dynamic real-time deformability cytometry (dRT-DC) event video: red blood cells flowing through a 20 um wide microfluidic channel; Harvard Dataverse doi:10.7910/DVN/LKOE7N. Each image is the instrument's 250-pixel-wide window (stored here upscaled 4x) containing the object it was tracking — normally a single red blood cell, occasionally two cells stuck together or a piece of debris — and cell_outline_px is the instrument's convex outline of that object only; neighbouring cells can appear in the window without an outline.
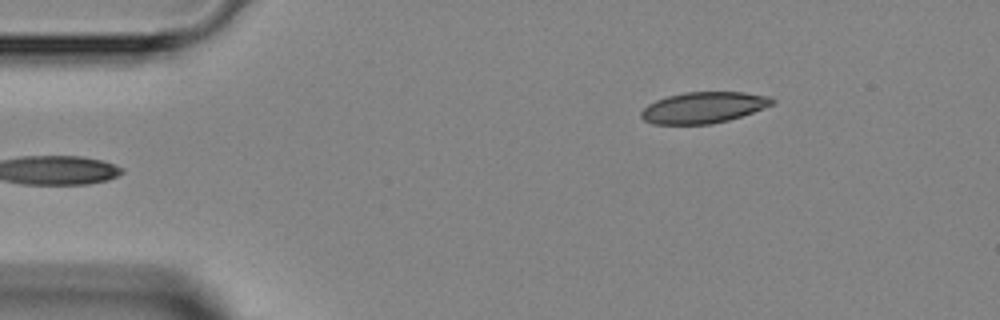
{"species": "Egyptian fruit bat (a non-hibernating species)", "species_latin": "Rousettus aegyptiacus", "temperature_condition": "room temperature", "stored_images_in_passage": 4, "segment_of_instrument_passage": [2, 2], "camera_frame_rate_fps": 3000, "um_per_image_px": 0.085, "animal": {"sex": "female"}, "frame": {"image": 1, "passage_image": 4, "time_ms": 4.667, "image_size_px": [1000, 320], "cell_outline_px": [[776, 100], [772, 104], [752, 112], [728, 120], [712, 124], [652, 124], [644, 120], [640, 116], [640, 112], [648, 104], [656, 100], [668, 96], [684, 92], [744, 92], [772, 96]], "centroid_in_image_um": [59.79, 9.13], "position_along_channel_um": 25.2, "area_um2": 23.76}}